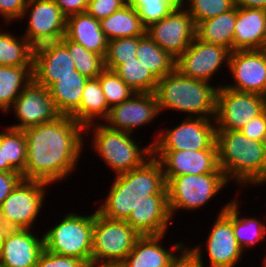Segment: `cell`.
I'll use <instances>...</instances> for the list:
<instances>
[{
	"label": "cell",
	"mask_w": 266,
	"mask_h": 267,
	"mask_svg": "<svg viewBox=\"0 0 266 267\" xmlns=\"http://www.w3.org/2000/svg\"><path fill=\"white\" fill-rule=\"evenodd\" d=\"M152 156L161 163L164 178L214 173L220 168L217 149L152 151Z\"/></svg>",
	"instance_id": "ffe728a7"
},
{
	"label": "cell",
	"mask_w": 266,
	"mask_h": 267,
	"mask_svg": "<svg viewBox=\"0 0 266 267\" xmlns=\"http://www.w3.org/2000/svg\"><path fill=\"white\" fill-rule=\"evenodd\" d=\"M261 143H262V145H263L264 152H265V154H266V135H265L264 138L262 139Z\"/></svg>",
	"instance_id": "db71d44e"
},
{
	"label": "cell",
	"mask_w": 266,
	"mask_h": 267,
	"mask_svg": "<svg viewBox=\"0 0 266 267\" xmlns=\"http://www.w3.org/2000/svg\"><path fill=\"white\" fill-rule=\"evenodd\" d=\"M266 184V168L264 169L263 174L255 181V183L252 186H260Z\"/></svg>",
	"instance_id": "f5cc1de1"
},
{
	"label": "cell",
	"mask_w": 266,
	"mask_h": 267,
	"mask_svg": "<svg viewBox=\"0 0 266 267\" xmlns=\"http://www.w3.org/2000/svg\"><path fill=\"white\" fill-rule=\"evenodd\" d=\"M33 66L0 65V111L6 114L33 79Z\"/></svg>",
	"instance_id": "f546056e"
},
{
	"label": "cell",
	"mask_w": 266,
	"mask_h": 267,
	"mask_svg": "<svg viewBox=\"0 0 266 267\" xmlns=\"http://www.w3.org/2000/svg\"><path fill=\"white\" fill-rule=\"evenodd\" d=\"M238 198L230 200L228 208L233 212V233L243 251L251 249L266 239V224L259 218L240 215Z\"/></svg>",
	"instance_id": "4dcf8cb0"
},
{
	"label": "cell",
	"mask_w": 266,
	"mask_h": 267,
	"mask_svg": "<svg viewBox=\"0 0 266 267\" xmlns=\"http://www.w3.org/2000/svg\"><path fill=\"white\" fill-rule=\"evenodd\" d=\"M28 0H0V18L3 22L20 21Z\"/></svg>",
	"instance_id": "ee69618b"
},
{
	"label": "cell",
	"mask_w": 266,
	"mask_h": 267,
	"mask_svg": "<svg viewBox=\"0 0 266 267\" xmlns=\"http://www.w3.org/2000/svg\"><path fill=\"white\" fill-rule=\"evenodd\" d=\"M34 229H10L0 250L2 267H35L44 250V239Z\"/></svg>",
	"instance_id": "44dd1931"
},
{
	"label": "cell",
	"mask_w": 266,
	"mask_h": 267,
	"mask_svg": "<svg viewBox=\"0 0 266 267\" xmlns=\"http://www.w3.org/2000/svg\"><path fill=\"white\" fill-rule=\"evenodd\" d=\"M22 179V174L17 171L0 172V207Z\"/></svg>",
	"instance_id": "bcb514c9"
},
{
	"label": "cell",
	"mask_w": 266,
	"mask_h": 267,
	"mask_svg": "<svg viewBox=\"0 0 266 267\" xmlns=\"http://www.w3.org/2000/svg\"><path fill=\"white\" fill-rule=\"evenodd\" d=\"M65 36L88 51L105 57L108 39L101 30L100 21L87 12L67 17Z\"/></svg>",
	"instance_id": "d4e9b609"
},
{
	"label": "cell",
	"mask_w": 266,
	"mask_h": 267,
	"mask_svg": "<svg viewBox=\"0 0 266 267\" xmlns=\"http://www.w3.org/2000/svg\"><path fill=\"white\" fill-rule=\"evenodd\" d=\"M180 4L190 14L196 26L200 22L214 18L235 6L234 0H180Z\"/></svg>",
	"instance_id": "74e56055"
},
{
	"label": "cell",
	"mask_w": 266,
	"mask_h": 267,
	"mask_svg": "<svg viewBox=\"0 0 266 267\" xmlns=\"http://www.w3.org/2000/svg\"><path fill=\"white\" fill-rule=\"evenodd\" d=\"M114 177L109 193L96 210L112 220H126L146 196L167 194L161 163L153 156L141 167Z\"/></svg>",
	"instance_id": "7a4b0ae2"
},
{
	"label": "cell",
	"mask_w": 266,
	"mask_h": 267,
	"mask_svg": "<svg viewBox=\"0 0 266 267\" xmlns=\"http://www.w3.org/2000/svg\"><path fill=\"white\" fill-rule=\"evenodd\" d=\"M97 78L109 108L128 100L135 93L112 70L105 69Z\"/></svg>",
	"instance_id": "ab89813d"
},
{
	"label": "cell",
	"mask_w": 266,
	"mask_h": 267,
	"mask_svg": "<svg viewBox=\"0 0 266 267\" xmlns=\"http://www.w3.org/2000/svg\"><path fill=\"white\" fill-rule=\"evenodd\" d=\"M0 28V65L33 66L34 46L23 35L18 37Z\"/></svg>",
	"instance_id": "d6a6232c"
},
{
	"label": "cell",
	"mask_w": 266,
	"mask_h": 267,
	"mask_svg": "<svg viewBox=\"0 0 266 267\" xmlns=\"http://www.w3.org/2000/svg\"><path fill=\"white\" fill-rule=\"evenodd\" d=\"M230 53L222 45L207 43L195 37L176 59L175 68L184 76L210 83L224 64L228 69Z\"/></svg>",
	"instance_id": "4fadbf2b"
},
{
	"label": "cell",
	"mask_w": 266,
	"mask_h": 267,
	"mask_svg": "<svg viewBox=\"0 0 266 267\" xmlns=\"http://www.w3.org/2000/svg\"><path fill=\"white\" fill-rule=\"evenodd\" d=\"M50 184L22 179L3 201L0 220L10 229H33ZM48 188V189H47Z\"/></svg>",
	"instance_id": "9c48e42d"
},
{
	"label": "cell",
	"mask_w": 266,
	"mask_h": 267,
	"mask_svg": "<svg viewBox=\"0 0 266 267\" xmlns=\"http://www.w3.org/2000/svg\"><path fill=\"white\" fill-rule=\"evenodd\" d=\"M16 171L8 162H4L3 145H0V172Z\"/></svg>",
	"instance_id": "681fc988"
},
{
	"label": "cell",
	"mask_w": 266,
	"mask_h": 267,
	"mask_svg": "<svg viewBox=\"0 0 266 267\" xmlns=\"http://www.w3.org/2000/svg\"><path fill=\"white\" fill-rule=\"evenodd\" d=\"M4 162H8L17 172L23 173L27 163V144L23 130L6 127L0 132Z\"/></svg>",
	"instance_id": "e575fe53"
},
{
	"label": "cell",
	"mask_w": 266,
	"mask_h": 267,
	"mask_svg": "<svg viewBox=\"0 0 266 267\" xmlns=\"http://www.w3.org/2000/svg\"><path fill=\"white\" fill-rule=\"evenodd\" d=\"M237 7L214 18L206 19L196 26V37L207 43L218 44L233 51L234 27Z\"/></svg>",
	"instance_id": "4316f807"
},
{
	"label": "cell",
	"mask_w": 266,
	"mask_h": 267,
	"mask_svg": "<svg viewBox=\"0 0 266 267\" xmlns=\"http://www.w3.org/2000/svg\"><path fill=\"white\" fill-rule=\"evenodd\" d=\"M209 82L182 75L176 68L158 80L155 95L160 114L164 110L186 117L214 119L218 88Z\"/></svg>",
	"instance_id": "3957f363"
},
{
	"label": "cell",
	"mask_w": 266,
	"mask_h": 267,
	"mask_svg": "<svg viewBox=\"0 0 266 267\" xmlns=\"http://www.w3.org/2000/svg\"><path fill=\"white\" fill-rule=\"evenodd\" d=\"M216 147L219 167L227 180L243 188L252 186L266 168L262 143L240 130H216Z\"/></svg>",
	"instance_id": "277c9868"
},
{
	"label": "cell",
	"mask_w": 266,
	"mask_h": 267,
	"mask_svg": "<svg viewBox=\"0 0 266 267\" xmlns=\"http://www.w3.org/2000/svg\"><path fill=\"white\" fill-rule=\"evenodd\" d=\"M100 27L108 41L124 38L143 36L146 28L134 7L126 4L107 18L100 20Z\"/></svg>",
	"instance_id": "f1b7e54d"
},
{
	"label": "cell",
	"mask_w": 266,
	"mask_h": 267,
	"mask_svg": "<svg viewBox=\"0 0 266 267\" xmlns=\"http://www.w3.org/2000/svg\"><path fill=\"white\" fill-rule=\"evenodd\" d=\"M127 4V0H88L86 12L101 20L107 18Z\"/></svg>",
	"instance_id": "b9f144b4"
},
{
	"label": "cell",
	"mask_w": 266,
	"mask_h": 267,
	"mask_svg": "<svg viewBox=\"0 0 266 267\" xmlns=\"http://www.w3.org/2000/svg\"><path fill=\"white\" fill-rule=\"evenodd\" d=\"M14 109L15 118L19 123L8 127L24 130L28 127L56 120L61 114L57 111L49 89L36 83L33 79L23 89L7 112Z\"/></svg>",
	"instance_id": "e0dca14e"
},
{
	"label": "cell",
	"mask_w": 266,
	"mask_h": 267,
	"mask_svg": "<svg viewBox=\"0 0 266 267\" xmlns=\"http://www.w3.org/2000/svg\"><path fill=\"white\" fill-rule=\"evenodd\" d=\"M163 235L140 236L133 250L121 263L123 267H171L173 260L188 244L176 241L172 249L165 248L162 244ZM171 250V251H170ZM174 251V252H173ZM177 252V253H176Z\"/></svg>",
	"instance_id": "603a6c76"
},
{
	"label": "cell",
	"mask_w": 266,
	"mask_h": 267,
	"mask_svg": "<svg viewBox=\"0 0 266 267\" xmlns=\"http://www.w3.org/2000/svg\"><path fill=\"white\" fill-rule=\"evenodd\" d=\"M202 252L200 244L193 247L187 245L173 260L171 267H206Z\"/></svg>",
	"instance_id": "7bdbcfd3"
},
{
	"label": "cell",
	"mask_w": 266,
	"mask_h": 267,
	"mask_svg": "<svg viewBox=\"0 0 266 267\" xmlns=\"http://www.w3.org/2000/svg\"><path fill=\"white\" fill-rule=\"evenodd\" d=\"M168 206L172 220L176 212L194 211L204 206L215 198L229 182L219 168L214 173L187 174L165 178Z\"/></svg>",
	"instance_id": "8992f818"
},
{
	"label": "cell",
	"mask_w": 266,
	"mask_h": 267,
	"mask_svg": "<svg viewBox=\"0 0 266 267\" xmlns=\"http://www.w3.org/2000/svg\"><path fill=\"white\" fill-rule=\"evenodd\" d=\"M33 80L49 88L54 82L67 75H76L73 58L67 46L53 41L34 47Z\"/></svg>",
	"instance_id": "d6986e66"
},
{
	"label": "cell",
	"mask_w": 266,
	"mask_h": 267,
	"mask_svg": "<svg viewBox=\"0 0 266 267\" xmlns=\"http://www.w3.org/2000/svg\"><path fill=\"white\" fill-rule=\"evenodd\" d=\"M179 123L153 136L152 151L217 149L214 119L185 117Z\"/></svg>",
	"instance_id": "30bf717a"
},
{
	"label": "cell",
	"mask_w": 266,
	"mask_h": 267,
	"mask_svg": "<svg viewBox=\"0 0 266 267\" xmlns=\"http://www.w3.org/2000/svg\"><path fill=\"white\" fill-rule=\"evenodd\" d=\"M66 17L86 12L88 0H54Z\"/></svg>",
	"instance_id": "7dc6e473"
},
{
	"label": "cell",
	"mask_w": 266,
	"mask_h": 267,
	"mask_svg": "<svg viewBox=\"0 0 266 267\" xmlns=\"http://www.w3.org/2000/svg\"><path fill=\"white\" fill-rule=\"evenodd\" d=\"M88 78L76 70V75L59 78L48 89L57 111L70 116L81 103L82 92Z\"/></svg>",
	"instance_id": "83f0119b"
},
{
	"label": "cell",
	"mask_w": 266,
	"mask_h": 267,
	"mask_svg": "<svg viewBox=\"0 0 266 267\" xmlns=\"http://www.w3.org/2000/svg\"><path fill=\"white\" fill-rule=\"evenodd\" d=\"M136 56L158 80L175 69L176 59L156 44L146 33L139 36Z\"/></svg>",
	"instance_id": "1f68e13d"
},
{
	"label": "cell",
	"mask_w": 266,
	"mask_h": 267,
	"mask_svg": "<svg viewBox=\"0 0 266 267\" xmlns=\"http://www.w3.org/2000/svg\"><path fill=\"white\" fill-rule=\"evenodd\" d=\"M27 144V163L23 179L51 184L64 181L83 153L84 127L74 118L61 115L56 120L23 130Z\"/></svg>",
	"instance_id": "6da1fadb"
},
{
	"label": "cell",
	"mask_w": 266,
	"mask_h": 267,
	"mask_svg": "<svg viewBox=\"0 0 266 267\" xmlns=\"http://www.w3.org/2000/svg\"><path fill=\"white\" fill-rule=\"evenodd\" d=\"M262 266L266 267V259L265 258L263 259Z\"/></svg>",
	"instance_id": "11a10c76"
},
{
	"label": "cell",
	"mask_w": 266,
	"mask_h": 267,
	"mask_svg": "<svg viewBox=\"0 0 266 267\" xmlns=\"http://www.w3.org/2000/svg\"><path fill=\"white\" fill-rule=\"evenodd\" d=\"M21 19H28L23 36L34 47L65 36L67 17L54 0H28Z\"/></svg>",
	"instance_id": "7c38bea8"
},
{
	"label": "cell",
	"mask_w": 266,
	"mask_h": 267,
	"mask_svg": "<svg viewBox=\"0 0 266 267\" xmlns=\"http://www.w3.org/2000/svg\"><path fill=\"white\" fill-rule=\"evenodd\" d=\"M109 110L99 79L93 78L87 80L80 106L70 116L86 127L99 120L102 123L107 118Z\"/></svg>",
	"instance_id": "484cf974"
},
{
	"label": "cell",
	"mask_w": 266,
	"mask_h": 267,
	"mask_svg": "<svg viewBox=\"0 0 266 267\" xmlns=\"http://www.w3.org/2000/svg\"><path fill=\"white\" fill-rule=\"evenodd\" d=\"M134 7L145 28L160 21L180 4V0H127Z\"/></svg>",
	"instance_id": "8d00e7d4"
},
{
	"label": "cell",
	"mask_w": 266,
	"mask_h": 267,
	"mask_svg": "<svg viewBox=\"0 0 266 267\" xmlns=\"http://www.w3.org/2000/svg\"><path fill=\"white\" fill-rule=\"evenodd\" d=\"M113 71L136 93L155 92L158 79L138 59L126 61Z\"/></svg>",
	"instance_id": "836d02e7"
},
{
	"label": "cell",
	"mask_w": 266,
	"mask_h": 267,
	"mask_svg": "<svg viewBox=\"0 0 266 267\" xmlns=\"http://www.w3.org/2000/svg\"><path fill=\"white\" fill-rule=\"evenodd\" d=\"M228 71L234 81L225 87L266 97V49L232 51Z\"/></svg>",
	"instance_id": "2e32d148"
},
{
	"label": "cell",
	"mask_w": 266,
	"mask_h": 267,
	"mask_svg": "<svg viewBox=\"0 0 266 267\" xmlns=\"http://www.w3.org/2000/svg\"><path fill=\"white\" fill-rule=\"evenodd\" d=\"M160 116L154 92L134 93L128 100L113 106L103 121L108 128L135 134L138 127L149 125Z\"/></svg>",
	"instance_id": "ac0fdd59"
},
{
	"label": "cell",
	"mask_w": 266,
	"mask_h": 267,
	"mask_svg": "<svg viewBox=\"0 0 266 267\" xmlns=\"http://www.w3.org/2000/svg\"><path fill=\"white\" fill-rule=\"evenodd\" d=\"M240 131L248 138L261 142L266 135V110L261 115L251 119Z\"/></svg>",
	"instance_id": "f6af8a7d"
},
{
	"label": "cell",
	"mask_w": 266,
	"mask_h": 267,
	"mask_svg": "<svg viewBox=\"0 0 266 267\" xmlns=\"http://www.w3.org/2000/svg\"><path fill=\"white\" fill-rule=\"evenodd\" d=\"M9 230H10V228L0 220V250H1L2 244L5 240L6 234Z\"/></svg>",
	"instance_id": "f907efd6"
},
{
	"label": "cell",
	"mask_w": 266,
	"mask_h": 267,
	"mask_svg": "<svg viewBox=\"0 0 266 267\" xmlns=\"http://www.w3.org/2000/svg\"><path fill=\"white\" fill-rule=\"evenodd\" d=\"M88 267H123L122 264L113 263H90Z\"/></svg>",
	"instance_id": "816d5d0a"
},
{
	"label": "cell",
	"mask_w": 266,
	"mask_h": 267,
	"mask_svg": "<svg viewBox=\"0 0 266 267\" xmlns=\"http://www.w3.org/2000/svg\"><path fill=\"white\" fill-rule=\"evenodd\" d=\"M91 132L90 148L115 176L141 167L152 157L151 142L141 147L131 133L110 129L100 122L84 127V136H89Z\"/></svg>",
	"instance_id": "5b68a950"
},
{
	"label": "cell",
	"mask_w": 266,
	"mask_h": 267,
	"mask_svg": "<svg viewBox=\"0 0 266 267\" xmlns=\"http://www.w3.org/2000/svg\"><path fill=\"white\" fill-rule=\"evenodd\" d=\"M68 212L52 228L43 232L44 249L91 263L94 212L89 215Z\"/></svg>",
	"instance_id": "52a82bcc"
},
{
	"label": "cell",
	"mask_w": 266,
	"mask_h": 267,
	"mask_svg": "<svg viewBox=\"0 0 266 267\" xmlns=\"http://www.w3.org/2000/svg\"><path fill=\"white\" fill-rule=\"evenodd\" d=\"M229 203L221 207L208 233L206 243L203 244L209 261L205 266L236 267V264L243 261L244 251L233 233V212L228 208Z\"/></svg>",
	"instance_id": "9a60e30c"
},
{
	"label": "cell",
	"mask_w": 266,
	"mask_h": 267,
	"mask_svg": "<svg viewBox=\"0 0 266 267\" xmlns=\"http://www.w3.org/2000/svg\"><path fill=\"white\" fill-rule=\"evenodd\" d=\"M139 36L117 38L108 41L107 52L104 57L105 69L114 70L118 65L137 60Z\"/></svg>",
	"instance_id": "f35d334b"
},
{
	"label": "cell",
	"mask_w": 266,
	"mask_h": 267,
	"mask_svg": "<svg viewBox=\"0 0 266 267\" xmlns=\"http://www.w3.org/2000/svg\"><path fill=\"white\" fill-rule=\"evenodd\" d=\"M125 221L141 236L167 234L174 221L170 215L167 194L144 197Z\"/></svg>",
	"instance_id": "7402d4cb"
},
{
	"label": "cell",
	"mask_w": 266,
	"mask_h": 267,
	"mask_svg": "<svg viewBox=\"0 0 266 267\" xmlns=\"http://www.w3.org/2000/svg\"><path fill=\"white\" fill-rule=\"evenodd\" d=\"M61 41L67 46L73 58L75 69L88 79L97 78L104 70V57L88 51L82 45L64 36Z\"/></svg>",
	"instance_id": "d590c367"
},
{
	"label": "cell",
	"mask_w": 266,
	"mask_h": 267,
	"mask_svg": "<svg viewBox=\"0 0 266 267\" xmlns=\"http://www.w3.org/2000/svg\"><path fill=\"white\" fill-rule=\"evenodd\" d=\"M265 110V96L235 91L222 85L217 92L216 130H240Z\"/></svg>",
	"instance_id": "8fae6325"
},
{
	"label": "cell",
	"mask_w": 266,
	"mask_h": 267,
	"mask_svg": "<svg viewBox=\"0 0 266 267\" xmlns=\"http://www.w3.org/2000/svg\"><path fill=\"white\" fill-rule=\"evenodd\" d=\"M140 236L125 220H112L95 211L91 263L121 264Z\"/></svg>",
	"instance_id": "ba28073f"
},
{
	"label": "cell",
	"mask_w": 266,
	"mask_h": 267,
	"mask_svg": "<svg viewBox=\"0 0 266 267\" xmlns=\"http://www.w3.org/2000/svg\"><path fill=\"white\" fill-rule=\"evenodd\" d=\"M35 267H88V264L81 259L57 255L44 249Z\"/></svg>",
	"instance_id": "60d3db41"
},
{
	"label": "cell",
	"mask_w": 266,
	"mask_h": 267,
	"mask_svg": "<svg viewBox=\"0 0 266 267\" xmlns=\"http://www.w3.org/2000/svg\"><path fill=\"white\" fill-rule=\"evenodd\" d=\"M266 49V10L237 7L233 51Z\"/></svg>",
	"instance_id": "cb8c5ba5"
},
{
	"label": "cell",
	"mask_w": 266,
	"mask_h": 267,
	"mask_svg": "<svg viewBox=\"0 0 266 267\" xmlns=\"http://www.w3.org/2000/svg\"><path fill=\"white\" fill-rule=\"evenodd\" d=\"M236 7L266 10V0H234Z\"/></svg>",
	"instance_id": "c3c4849f"
},
{
	"label": "cell",
	"mask_w": 266,
	"mask_h": 267,
	"mask_svg": "<svg viewBox=\"0 0 266 267\" xmlns=\"http://www.w3.org/2000/svg\"><path fill=\"white\" fill-rule=\"evenodd\" d=\"M146 34L177 59L196 37V25L186 9L179 4L163 19L147 27Z\"/></svg>",
	"instance_id": "5bb4252c"
}]
</instances>
